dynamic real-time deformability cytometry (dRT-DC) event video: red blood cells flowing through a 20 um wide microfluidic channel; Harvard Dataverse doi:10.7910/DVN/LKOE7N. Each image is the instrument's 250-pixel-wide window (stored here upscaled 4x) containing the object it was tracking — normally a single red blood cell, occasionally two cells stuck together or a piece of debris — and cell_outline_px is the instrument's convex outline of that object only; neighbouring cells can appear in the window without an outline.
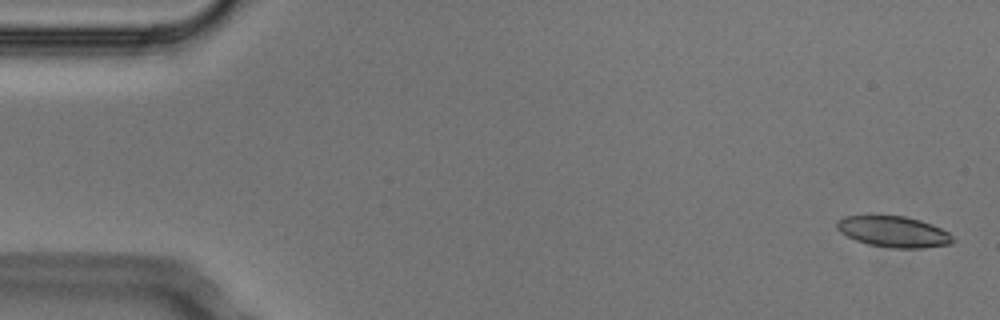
{"species": "Egyptian fruit bat (a non-hibernating species)", "species_latin": "Rousettus aegyptiacus", "temperature_condition": "cold", "stored_images_in_passage": 7, "camera_frame_rate_fps": 3000, "um_per_image_px": 0.085, "animal": {"sex": "male"}, "frame": {"image": 1, "passage_image": 1, "time_ms": 0.0, "image_size_px": [1000, 320], "cell_outline_px": [[956, 240], [952, 244], [924, 248], [888, 248], [868, 244], [856, 240], [840, 232], [836, 228], [836, 220], [844, 216], [872, 212], [904, 216], [920, 220], [932, 224], [948, 232]], "centroid_in_image_um": [75.9, 19.65], "position_along_channel_um": 9.1, "area_um2": 21.91}}
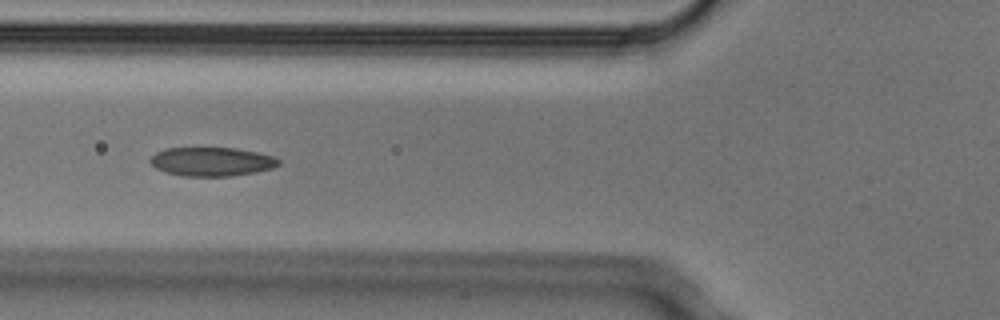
{"frame": {"image": 2, "passage_image": 6, "time_ms": 1.667, "image_size_px": [1000, 320], "cell_outline_px": [[280, 164], [272, 168], [256, 172], [232, 176], [184, 176], [164, 172], [156, 168], [148, 160], [156, 152], [164, 148], [236, 148], [276, 156], [280, 160]], "centroid_in_image_um": [18.0, 13.74], "position_along_channel_um": 107.8, "area_um2": 21.73}}
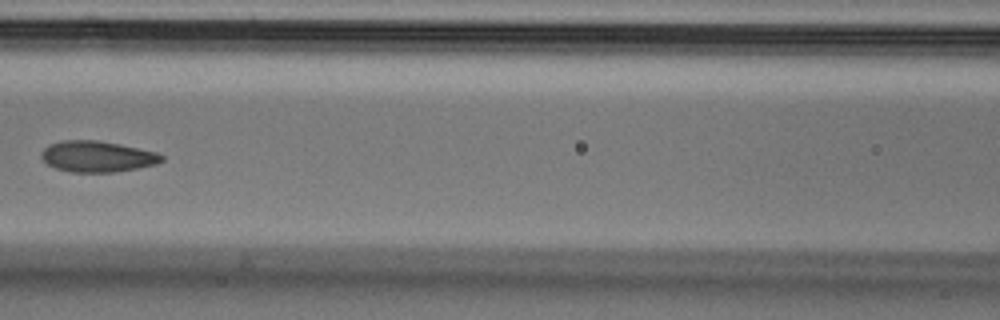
{"frame": {"image": 3, "passage_image": 7, "time_ms": 2.0, "image_size_px": [1000, 320], "cell_outline_px": [[164, 160], [156, 164], [136, 168], [112, 172], [72, 172], [56, 168], [48, 164], [40, 156], [40, 152], [48, 144], [60, 140], [100, 140], [120, 144], [156, 152], [164, 156]], "centroid_in_image_um": [8.24, 13.29], "position_along_channel_um": 158.4, "area_um2": 21.79}}